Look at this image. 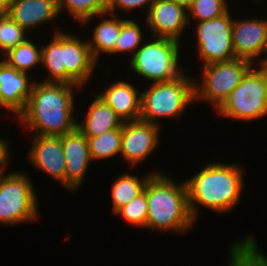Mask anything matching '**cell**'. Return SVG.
<instances>
[{
	"instance_id": "cell-1",
	"label": "cell",
	"mask_w": 267,
	"mask_h": 266,
	"mask_svg": "<svg viewBox=\"0 0 267 266\" xmlns=\"http://www.w3.org/2000/svg\"><path fill=\"white\" fill-rule=\"evenodd\" d=\"M80 85L34 82L25 110L17 117L32 135L62 136L76 129L75 91Z\"/></svg>"
},
{
	"instance_id": "cell-2",
	"label": "cell",
	"mask_w": 267,
	"mask_h": 266,
	"mask_svg": "<svg viewBox=\"0 0 267 266\" xmlns=\"http://www.w3.org/2000/svg\"><path fill=\"white\" fill-rule=\"evenodd\" d=\"M191 178H186L191 216L198 222L203 207L219 215L231 212L238 205L244 189L245 168L239 163H205ZM244 175V176H243Z\"/></svg>"
},
{
	"instance_id": "cell-3",
	"label": "cell",
	"mask_w": 267,
	"mask_h": 266,
	"mask_svg": "<svg viewBox=\"0 0 267 266\" xmlns=\"http://www.w3.org/2000/svg\"><path fill=\"white\" fill-rule=\"evenodd\" d=\"M144 191L148 203L145 230L182 235L193 229L196 221L191 216L185 180L178 182L162 171L149 178Z\"/></svg>"
},
{
	"instance_id": "cell-4",
	"label": "cell",
	"mask_w": 267,
	"mask_h": 266,
	"mask_svg": "<svg viewBox=\"0 0 267 266\" xmlns=\"http://www.w3.org/2000/svg\"><path fill=\"white\" fill-rule=\"evenodd\" d=\"M194 80L184 72L172 81L149 84L141 92L139 119L159 126L161 118L182 119L186 109L195 103Z\"/></svg>"
},
{
	"instance_id": "cell-5",
	"label": "cell",
	"mask_w": 267,
	"mask_h": 266,
	"mask_svg": "<svg viewBox=\"0 0 267 266\" xmlns=\"http://www.w3.org/2000/svg\"><path fill=\"white\" fill-rule=\"evenodd\" d=\"M146 38L149 40L146 39L128 60L130 71L150 84L172 81L185 72L180 65L181 42L161 37Z\"/></svg>"
},
{
	"instance_id": "cell-6",
	"label": "cell",
	"mask_w": 267,
	"mask_h": 266,
	"mask_svg": "<svg viewBox=\"0 0 267 266\" xmlns=\"http://www.w3.org/2000/svg\"><path fill=\"white\" fill-rule=\"evenodd\" d=\"M222 118L253 122L267 115V64L253 65L216 110Z\"/></svg>"
},
{
	"instance_id": "cell-7",
	"label": "cell",
	"mask_w": 267,
	"mask_h": 266,
	"mask_svg": "<svg viewBox=\"0 0 267 266\" xmlns=\"http://www.w3.org/2000/svg\"><path fill=\"white\" fill-rule=\"evenodd\" d=\"M34 187L23 171L0 175V224L16 226L38 220L39 201Z\"/></svg>"
},
{
	"instance_id": "cell-8",
	"label": "cell",
	"mask_w": 267,
	"mask_h": 266,
	"mask_svg": "<svg viewBox=\"0 0 267 266\" xmlns=\"http://www.w3.org/2000/svg\"><path fill=\"white\" fill-rule=\"evenodd\" d=\"M199 78L194 80L195 102L205 101L216 111L253 66L250 61L235 58L226 62L202 65ZM200 100V101H199Z\"/></svg>"
},
{
	"instance_id": "cell-9",
	"label": "cell",
	"mask_w": 267,
	"mask_h": 266,
	"mask_svg": "<svg viewBox=\"0 0 267 266\" xmlns=\"http://www.w3.org/2000/svg\"><path fill=\"white\" fill-rule=\"evenodd\" d=\"M232 10L212 20L196 23L197 53L202 65L235 59L232 44Z\"/></svg>"
},
{
	"instance_id": "cell-10",
	"label": "cell",
	"mask_w": 267,
	"mask_h": 266,
	"mask_svg": "<svg viewBox=\"0 0 267 266\" xmlns=\"http://www.w3.org/2000/svg\"><path fill=\"white\" fill-rule=\"evenodd\" d=\"M231 34L235 58L250 61L253 65L267 64L266 18H234Z\"/></svg>"
},
{
	"instance_id": "cell-11",
	"label": "cell",
	"mask_w": 267,
	"mask_h": 266,
	"mask_svg": "<svg viewBox=\"0 0 267 266\" xmlns=\"http://www.w3.org/2000/svg\"><path fill=\"white\" fill-rule=\"evenodd\" d=\"M160 129L159 125L140 119L123 122L120 158L132 169L147 161L160 144Z\"/></svg>"
},
{
	"instance_id": "cell-12",
	"label": "cell",
	"mask_w": 267,
	"mask_h": 266,
	"mask_svg": "<svg viewBox=\"0 0 267 266\" xmlns=\"http://www.w3.org/2000/svg\"><path fill=\"white\" fill-rule=\"evenodd\" d=\"M30 143L27 161L65 187L66 160L61 136L31 135Z\"/></svg>"
},
{
	"instance_id": "cell-13",
	"label": "cell",
	"mask_w": 267,
	"mask_h": 266,
	"mask_svg": "<svg viewBox=\"0 0 267 266\" xmlns=\"http://www.w3.org/2000/svg\"><path fill=\"white\" fill-rule=\"evenodd\" d=\"M150 36L183 42L188 23L187 10L172 0H156L145 16Z\"/></svg>"
},
{
	"instance_id": "cell-14",
	"label": "cell",
	"mask_w": 267,
	"mask_h": 266,
	"mask_svg": "<svg viewBox=\"0 0 267 266\" xmlns=\"http://www.w3.org/2000/svg\"><path fill=\"white\" fill-rule=\"evenodd\" d=\"M65 50V83L83 86L93 77L97 62L94 60L87 39L63 30Z\"/></svg>"
},
{
	"instance_id": "cell-15",
	"label": "cell",
	"mask_w": 267,
	"mask_h": 266,
	"mask_svg": "<svg viewBox=\"0 0 267 266\" xmlns=\"http://www.w3.org/2000/svg\"><path fill=\"white\" fill-rule=\"evenodd\" d=\"M62 148L66 160L65 188L69 192H76L83 185L85 175L92 162L89 144L85 135L77 128L61 136Z\"/></svg>"
},
{
	"instance_id": "cell-16",
	"label": "cell",
	"mask_w": 267,
	"mask_h": 266,
	"mask_svg": "<svg viewBox=\"0 0 267 266\" xmlns=\"http://www.w3.org/2000/svg\"><path fill=\"white\" fill-rule=\"evenodd\" d=\"M35 80L0 58V108L13 113L16 119L25 110Z\"/></svg>"
},
{
	"instance_id": "cell-17",
	"label": "cell",
	"mask_w": 267,
	"mask_h": 266,
	"mask_svg": "<svg viewBox=\"0 0 267 266\" xmlns=\"http://www.w3.org/2000/svg\"><path fill=\"white\" fill-rule=\"evenodd\" d=\"M132 84L125 80H114L105 89L96 92L106 104H108L115 112L116 115L123 121H136L139 120L141 112V91Z\"/></svg>"
},
{
	"instance_id": "cell-18",
	"label": "cell",
	"mask_w": 267,
	"mask_h": 266,
	"mask_svg": "<svg viewBox=\"0 0 267 266\" xmlns=\"http://www.w3.org/2000/svg\"><path fill=\"white\" fill-rule=\"evenodd\" d=\"M8 15L28 33L60 16L57 0H12Z\"/></svg>"
},
{
	"instance_id": "cell-19",
	"label": "cell",
	"mask_w": 267,
	"mask_h": 266,
	"mask_svg": "<svg viewBox=\"0 0 267 266\" xmlns=\"http://www.w3.org/2000/svg\"><path fill=\"white\" fill-rule=\"evenodd\" d=\"M94 96L93 101L86 110L84 121L78 118L76 123V128L86 137L102 135L120 128L123 124V121L108 104L96 94Z\"/></svg>"
},
{
	"instance_id": "cell-20",
	"label": "cell",
	"mask_w": 267,
	"mask_h": 266,
	"mask_svg": "<svg viewBox=\"0 0 267 266\" xmlns=\"http://www.w3.org/2000/svg\"><path fill=\"white\" fill-rule=\"evenodd\" d=\"M97 17L99 19L103 17V19L97 21L99 23L92 29L93 35L91 38H87V42L94 60L98 63L101 53L110 55L114 51L123 24V17L108 12L97 15Z\"/></svg>"
},
{
	"instance_id": "cell-21",
	"label": "cell",
	"mask_w": 267,
	"mask_h": 266,
	"mask_svg": "<svg viewBox=\"0 0 267 266\" xmlns=\"http://www.w3.org/2000/svg\"><path fill=\"white\" fill-rule=\"evenodd\" d=\"M50 42L42 45L41 69L46 70L47 78L43 82L65 83V50L63 49V29L56 27ZM44 67V68H43Z\"/></svg>"
},
{
	"instance_id": "cell-22",
	"label": "cell",
	"mask_w": 267,
	"mask_h": 266,
	"mask_svg": "<svg viewBox=\"0 0 267 266\" xmlns=\"http://www.w3.org/2000/svg\"><path fill=\"white\" fill-rule=\"evenodd\" d=\"M161 173L157 171H150L142 178L130 173H124L116 178L110 184V192L112 198V214L115 215L122 207L126 206L136 196L144 191L145 185L153 174Z\"/></svg>"
},
{
	"instance_id": "cell-23",
	"label": "cell",
	"mask_w": 267,
	"mask_h": 266,
	"mask_svg": "<svg viewBox=\"0 0 267 266\" xmlns=\"http://www.w3.org/2000/svg\"><path fill=\"white\" fill-rule=\"evenodd\" d=\"M228 252V266H267V254L258 248L250 234L231 242Z\"/></svg>"
},
{
	"instance_id": "cell-24",
	"label": "cell",
	"mask_w": 267,
	"mask_h": 266,
	"mask_svg": "<svg viewBox=\"0 0 267 266\" xmlns=\"http://www.w3.org/2000/svg\"><path fill=\"white\" fill-rule=\"evenodd\" d=\"M59 14L67 12L68 16L80 26H88L90 21L97 18V15L105 13L108 7V0H57Z\"/></svg>"
},
{
	"instance_id": "cell-25",
	"label": "cell",
	"mask_w": 267,
	"mask_h": 266,
	"mask_svg": "<svg viewBox=\"0 0 267 266\" xmlns=\"http://www.w3.org/2000/svg\"><path fill=\"white\" fill-rule=\"evenodd\" d=\"M29 39L30 37L18 46L10 49L1 59L17 71L30 75L35 66L37 68L38 66L41 67L42 47L32 42V39Z\"/></svg>"
},
{
	"instance_id": "cell-26",
	"label": "cell",
	"mask_w": 267,
	"mask_h": 266,
	"mask_svg": "<svg viewBox=\"0 0 267 266\" xmlns=\"http://www.w3.org/2000/svg\"><path fill=\"white\" fill-rule=\"evenodd\" d=\"M92 162L116 158L121 152L122 126L96 137H86ZM116 156V157H114Z\"/></svg>"
},
{
	"instance_id": "cell-27",
	"label": "cell",
	"mask_w": 267,
	"mask_h": 266,
	"mask_svg": "<svg viewBox=\"0 0 267 266\" xmlns=\"http://www.w3.org/2000/svg\"><path fill=\"white\" fill-rule=\"evenodd\" d=\"M135 19H129L128 17H123V24L121 25V30L118 36V39L115 43L114 51L109 55H122V53L133 56L137 49L143 44V41L146 40L143 30Z\"/></svg>"
},
{
	"instance_id": "cell-28",
	"label": "cell",
	"mask_w": 267,
	"mask_h": 266,
	"mask_svg": "<svg viewBox=\"0 0 267 266\" xmlns=\"http://www.w3.org/2000/svg\"><path fill=\"white\" fill-rule=\"evenodd\" d=\"M228 0H194L187 9V18L190 25L192 22L212 20L218 18L230 10Z\"/></svg>"
},
{
	"instance_id": "cell-29",
	"label": "cell",
	"mask_w": 267,
	"mask_h": 266,
	"mask_svg": "<svg viewBox=\"0 0 267 266\" xmlns=\"http://www.w3.org/2000/svg\"><path fill=\"white\" fill-rule=\"evenodd\" d=\"M27 33L8 14H0V57L31 37Z\"/></svg>"
},
{
	"instance_id": "cell-30",
	"label": "cell",
	"mask_w": 267,
	"mask_h": 266,
	"mask_svg": "<svg viewBox=\"0 0 267 266\" xmlns=\"http://www.w3.org/2000/svg\"><path fill=\"white\" fill-rule=\"evenodd\" d=\"M114 216H120L126 223L136 228L145 229L148 217V203L145 191L122 207Z\"/></svg>"
},
{
	"instance_id": "cell-31",
	"label": "cell",
	"mask_w": 267,
	"mask_h": 266,
	"mask_svg": "<svg viewBox=\"0 0 267 266\" xmlns=\"http://www.w3.org/2000/svg\"><path fill=\"white\" fill-rule=\"evenodd\" d=\"M155 1L156 0H108L106 12L117 15L119 13L118 11H123V14H126L127 12H132V10L135 11L136 9L143 8L144 10L146 9L147 15L150 7Z\"/></svg>"
},
{
	"instance_id": "cell-32",
	"label": "cell",
	"mask_w": 267,
	"mask_h": 266,
	"mask_svg": "<svg viewBox=\"0 0 267 266\" xmlns=\"http://www.w3.org/2000/svg\"><path fill=\"white\" fill-rule=\"evenodd\" d=\"M10 157V145L7 139L0 138V175L7 173L6 166L8 167V163Z\"/></svg>"
},
{
	"instance_id": "cell-33",
	"label": "cell",
	"mask_w": 267,
	"mask_h": 266,
	"mask_svg": "<svg viewBox=\"0 0 267 266\" xmlns=\"http://www.w3.org/2000/svg\"><path fill=\"white\" fill-rule=\"evenodd\" d=\"M12 0H0V14H8Z\"/></svg>"
},
{
	"instance_id": "cell-34",
	"label": "cell",
	"mask_w": 267,
	"mask_h": 266,
	"mask_svg": "<svg viewBox=\"0 0 267 266\" xmlns=\"http://www.w3.org/2000/svg\"><path fill=\"white\" fill-rule=\"evenodd\" d=\"M179 4L180 6L184 7L186 10L191 6L194 0H172Z\"/></svg>"
}]
</instances>
